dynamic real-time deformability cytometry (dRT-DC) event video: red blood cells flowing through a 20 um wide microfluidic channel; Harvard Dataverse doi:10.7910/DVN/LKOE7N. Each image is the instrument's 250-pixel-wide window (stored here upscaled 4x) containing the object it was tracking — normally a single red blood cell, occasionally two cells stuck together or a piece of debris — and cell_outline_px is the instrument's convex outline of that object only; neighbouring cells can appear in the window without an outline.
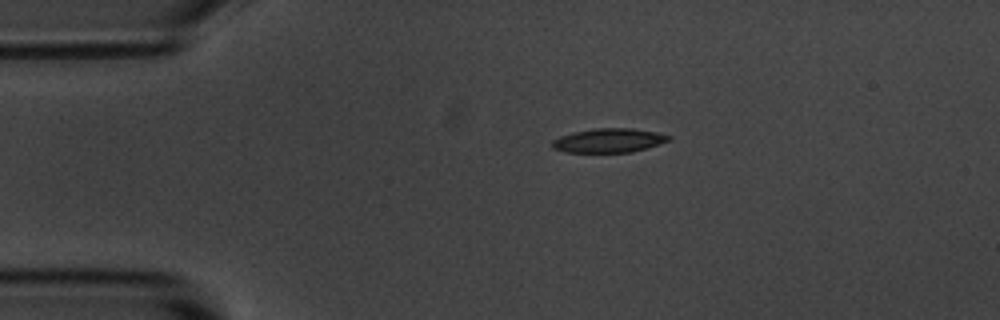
{"species": "common noctule bat (a hibernating species)", "species_latin": "Nyctalus noctula", "temperature_condition": "room temperature", "stored_images_in_passage": 2, "camera_frame_rate_fps": 3000, "um_per_image_px": 0.085, "animal": {"sex": "male", "body_mass_g": 20.1, "forearm_length_mm": 53.5}, "frame": {"image": 1, "passage_image": 1, "time_ms": 0.0, "image_size_px": [1000, 320], "cell_outline_px": [[672, 136], [668, 140], [632, 152], [564, 152], [552, 148], [552, 140], [560, 136], [572, 132], [596, 128], [632, 128], [656, 132]], "centroid_in_image_um": [51.69, 11.93], "position_along_channel_um": 33.3, "area_um2": 16.18}}